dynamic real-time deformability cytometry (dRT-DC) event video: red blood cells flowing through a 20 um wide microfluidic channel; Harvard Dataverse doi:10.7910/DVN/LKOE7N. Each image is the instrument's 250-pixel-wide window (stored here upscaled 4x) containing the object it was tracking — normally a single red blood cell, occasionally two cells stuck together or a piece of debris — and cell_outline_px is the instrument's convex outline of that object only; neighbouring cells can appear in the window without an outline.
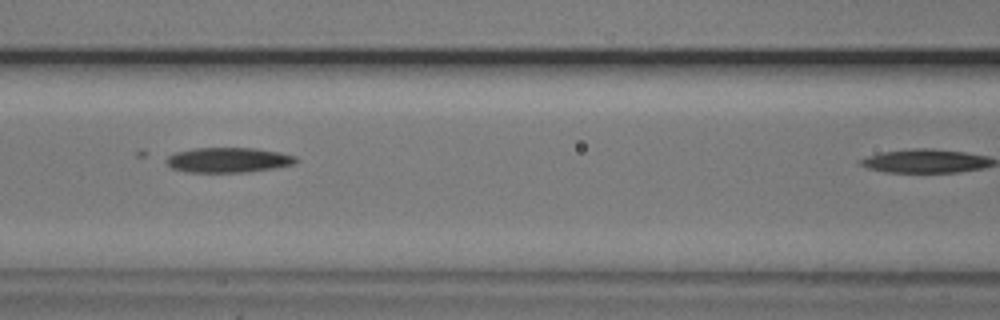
{"species": "common noctule bat (a hibernating species)", "species_latin": "Nyctalus noctula", "temperature_condition": "cold", "stored_images_in_passage": 19, "camera_frame_rate_fps": 3000, "um_per_image_px": 0.085, "animal": {"sex": "male", "body_mass_g": 20.5, "forearm_length_mm": 52.5}, "frame": {"image": 1, "passage_image": 12, "time_ms": 3.667, "image_size_px": [1000, 320], "cell_outline_px": [[300, 160], [296, 164], [276, 168], [248, 172], [188, 172], [172, 168], [164, 160], [168, 156], [176, 152], [192, 148], [256, 148], [280, 152], [296, 156]], "centroid_in_image_um": [19.46, 13.6], "position_along_channel_um": 147.1, "area_um2": 19.13}}